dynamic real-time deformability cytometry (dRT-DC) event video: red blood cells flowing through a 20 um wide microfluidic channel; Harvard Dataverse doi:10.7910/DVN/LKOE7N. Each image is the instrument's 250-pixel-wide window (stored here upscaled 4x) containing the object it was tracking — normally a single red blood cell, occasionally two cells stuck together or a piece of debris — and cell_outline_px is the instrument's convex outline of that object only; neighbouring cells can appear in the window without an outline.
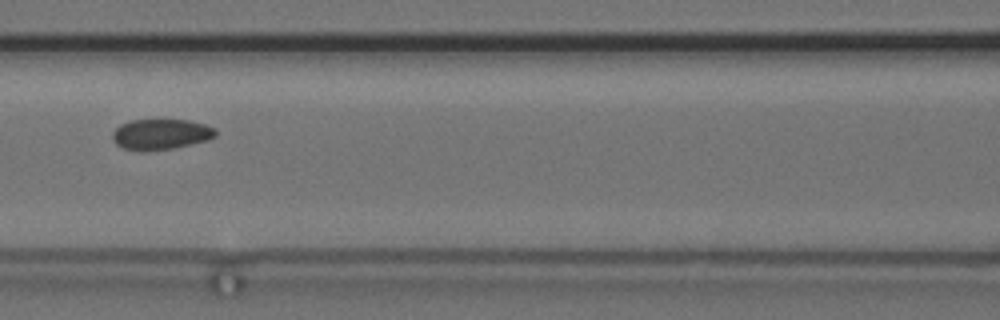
{"species": "common noctule bat (a hibernating species)", "species_latin": "Nyctalus noctula", "temperature_condition": "cold", "stored_images_in_passage": 8, "camera_frame_rate_fps": 3000, "um_per_image_px": 0.085, "animal": {"sex": "female", "body_mass_g": 24.6, "forearm_length_mm": 56.2}, "frame": {"image": 1, "passage_image": 7, "time_ms": 8.0, "image_size_px": [1000, 320], "cell_outline_px": [[216, 136], [208, 140], [172, 148], [140, 152], [124, 148], [116, 144], [112, 140], [112, 132], [120, 124], [132, 120], [188, 120], [204, 124], [216, 128]], "centroid_in_image_um": [13.65, 11.42], "position_along_channel_um": 153.0, "area_um2": 18.44}}